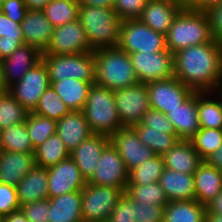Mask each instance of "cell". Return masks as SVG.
<instances>
[{"mask_svg":"<svg viewBox=\"0 0 222 222\" xmlns=\"http://www.w3.org/2000/svg\"><path fill=\"white\" fill-rule=\"evenodd\" d=\"M222 73V44L193 45L174 54V76L194 91H213Z\"/></svg>","mask_w":222,"mask_h":222,"instance_id":"cell-1","label":"cell"},{"mask_svg":"<svg viewBox=\"0 0 222 222\" xmlns=\"http://www.w3.org/2000/svg\"><path fill=\"white\" fill-rule=\"evenodd\" d=\"M95 59V83L112 91L135 86L139 83L129 54L116 47L93 51Z\"/></svg>","mask_w":222,"mask_h":222,"instance_id":"cell-2","label":"cell"},{"mask_svg":"<svg viewBox=\"0 0 222 222\" xmlns=\"http://www.w3.org/2000/svg\"><path fill=\"white\" fill-rule=\"evenodd\" d=\"M210 41L214 40L205 10L184 7L174 18L166 34L167 50L173 55L187 47Z\"/></svg>","mask_w":222,"mask_h":222,"instance_id":"cell-3","label":"cell"},{"mask_svg":"<svg viewBox=\"0 0 222 222\" xmlns=\"http://www.w3.org/2000/svg\"><path fill=\"white\" fill-rule=\"evenodd\" d=\"M78 14L93 50L118 45L121 20L114 8L79 5Z\"/></svg>","mask_w":222,"mask_h":222,"instance_id":"cell-4","label":"cell"},{"mask_svg":"<svg viewBox=\"0 0 222 222\" xmlns=\"http://www.w3.org/2000/svg\"><path fill=\"white\" fill-rule=\"evenodd\" d=\"M93 134L111 136L122 128L119 120L114 91L92 84L84 109L82 110Z\"/></svg>","mask_w":222,"mask_h":222,"instance_id":"cell-5","label":"cell"},{"mask_svg":"<svg viewBox=\"0 0 222 222\" xmlns=\"http://www.w3.org/2000/svg\"><path fill=\"white\" fill-rule=\"evenodd\" d=\"M42 61L47 67L50 83L74 78L95 83V59L92 52L79 54H43Z\"/></svg>","mask_w":222,"mask_h":222,"instance_id":"cell-6","label":"cell"},{"mask_svg":"<svg viewBox=\"0 0 222 222\" xmlns=\"http://www.w3.org/2000/svg\"><path fill=\"white\" fill-rule=\"evenodd\" d=\"M117 46L128 54L164 52L167 50L166 35L154 31L139 19L123 20Z\"/></svg>","mask_w":222,"mask_h":222,"instance_id":"cell-7","label":"cell"},{"mask_svg":"<svg viewBox=\"0 0 222 222\" xmlns=\"http://www.w3.org/2000/svg\"><path fill=\"white\" fill-rule=\"evenodd\" d=\"M124 193L120 188L87 183L81 190L83 222H107Z\"/></svg>","mask_w":222,"mask_h":222,"instance_id":"cell-8","label":"cell"},{"mask_svg":"<svg viewBox=\"0 0 222 222\" xmlns=\"http://www.w3.org/2000/svg\"><path fill=\"white\" fill-rule=\"evenodd\" d=\"M115 105L122 127H133L150 109L146 83L114 91Z\"/></svg>","mask_w":222,"mask_h":222,"instance_id":"cell-9","label":"cell"},{"mask_svg":"<svg viewBox=\"0 0 222 222\" xmlns=\"http://www.w3.org/2000/svg\"><path fill=\"white\" fill-rule=\"evenodd\" d=\"M50 85L47 67L41 61L7 90L28 112H32Z\"/></svg>","mask_w":222,"mask_h":222,"instance_id":"cell-10","label":"cell"},{"mask_svg":"<svg viewBox=\"0 0 222 222\" xmlns=\"http://www.w3.org/2000/svg\"><path fill=\"white\" fill-rule=\"evenodd\" d=\"M129 56L139 83L147 84L174 76V55L169 50L151 53L135 52Z\"/></svg>","mask_w":222,"mask_h":222,"instance_id":"cell-11","label":"cell"},{"mask_svg":"<svg viewBox=\"0 0 222 222\" xmlns=\"http://www.w3.org/2000/svg\"><path fill=\"white\" fill-rule=\"evenodd\" d=\"M94 51L88 41L81 21L66 23L53 28L48 47L43 54H79Z\"/></svg>","mask_w":222,"mask_h":222,"instance_id":"cell-12","label":"cell"},{"mask_svg":"<svg viewBox=\"0 0 222 222\" xmlns=\"http://www.w3.org/2000/svg\"><path fill=\"white\" fill-rule=\"evenodd\" d=\"M150 108L165 115L180 106L193 92L175 76L147 83Z\"/></svg>","mask_w":222,"mask_h":222,"instance_id":"cell-13","label":"cell"},{"mask_svg":"<svg viewBox=\"0 0 222 222\" xmlns=\"http://www.w3.org/2000/svg\"><path fill=\"white\" fill-rule=\"evenodd\" d=\"M128 181L129 171L117 149L109 143L102 151L96 170L87 183L120 188L125 192Z\"/></svg>","mask_w":222,"mask_h":222,"instance_id":"cell-14","label":"cell"},{"mask_svg":"<svg viewBox=\"0 0 222 222\" xmlns=\"http://www.w3.org/2000/svg\"><path fill=\"white\" fill-rule=\"evenodd\" d=\"M43 52L22 44L10 56L0 61V83L4 90L21 80L25 73L42 61Z\"/></svg>","mask_w":222,"mask_h":222,"instance_id":"cell-15","label":"cell"},{"mask_svg":"<svg viewBox=\"0 0 222 222\" xmlns=\"http://www.w3.org/2000/svg\"><path fill=\"white\" fill-rule=\"evenodd\" d=\"M109 138L128 171L156 155L153 150L141 142L136 131L131 127H122Z\"/></svg>","mask_w":222,"mask_h":222,"instance_id":"cell-16","label":"cell"},{"mask_svg":"<svg viewBox=\"0 0 222 222\" xmlns=\"http://www.w3.org/2000/svg\"><path fill=\"white\" fill-rule=\"evenodd\" d=\"M48 198L81 191L87 184L75 161L69 157L47 168Z\"/></svg>","mask_w":222,"mask_h":222,"instance_id":"cell-17","label":"cell"},{"mask_svg":"<svg viewBox=\"0 0 222 222\" xmlns=\"http://www.w3.org/2000/svg\"><path fill=\"white\" fill-rule=\"evenodd\" d=\"M184 7L182 0H148L138 19L154 31L166 35L174 18Z\"/></svg>","mask_w":222,"mask_h":222,"instance_id":"cell-18","label":"cell"},{"mask_svg":"<svg viewBox=\"0 0 222 222\" xmlns=\"http://www.w3.org/2000/svg\"><path fill=\"white\" fill-rule=\"evenodd\" d=\"M109 143V136L93 134L70 152V157L75 161L86 182L92 178L102 151Z\"/></svg>","mask_w":222,"mask_h":222,"instance_id":"cell-19","label":"cell"},{"mask_svg":"<svg viewBox=\"0 0 222 222\" xmlns=\"http://www.w3.org/2000/svg\"><path fill=\"white\" fill-rule=\"evenodd\" d=\"M167 118L172 122L179 139L190 140L200 129L197 111V91H194L180 106L170 110Z\"/></svg>","mask_w":222,"mask_h":222,"instance_id":"cell-20","label":"cell"},{"mask_svg":"<svg viewBox=\"0 0 222 222\" xmlns=\"http://www.w3.org/2000/svg\"><path fill=\"white\" fill-rule=\"evenodd\" d=\"M24 44L37 47L44 52L53 33V26L42 10H27L21 22Z\"/></svg>","mask_w":222,"mask_h":222,"instance_id":"cell-21","label":"cell"},{"mask_svg":"<svg viewBox=\"0 0 222 222\" xmlns=\"http://www.w3.org/2000/svg\"><path fill=\"white\" fill-rule=\"evenodd\" d=\"M56 133L69 152L93 135L83 111L76 110H71L57 121Z\"/></svg>","mask_w":222,"mask_h":222,"instance_id":"cell-22","label":"cell"},{"mask_svg":"<svg viewBox=\"0 0 222 222\" xmlns=\"http://www.w3.org/2000/svg\"><path fill=\"white\" fill-rule=\"evenodd\" d=\"M35 166L34 153L2 150L0 154V183L16 186Z\"/></svg>","mask_w":222,"mask_h":222,"instance_id":"cell-23","label":"cell"},{"mask_svg":"<svg viewBox=\"0 0 222 222\" xmlns=\"http://www.w3.org/2000/svg\"><path fill=\"white\" fill-rule=\"evenodd\" d=\"M165 168L186 174H193L197 171L202 159L194 150L190 140L179 141L162 155Z\"/></svg>","mask_w":222,"mask_h":222,"instance_id":"cell-24","label":"cell"},{"mask_svg":"<svg viewBox=\"0 0 222 222\" xmlns=\"http://www.w3.org/2000/svg\"><path fill=\"white\" fill-rule=\"evenodd\" d=\"M194 186L196 200L206 206L222 191V171L202 161L194 173Z\"/></svg>","mask_w":222,"mask_h":222,"instance_id":"cell-25","label":"cell"},{"mask_svg":"<svg viewBox=\"0 0 222 222\" xmlns=\"http://www.w3.org/2000/svg\"><path fill=\"white\" fill-rule=\"evenodd\" d=\"M159 183L168 201L196 200L193 174L165 168Z\"/></svg>","mask_w":222,"mask_h":222,"instance_id":"cell-26","label":"cell"},{"mask_svg":"<svg viewBox=\"0 0 222 222\" xmlns=\"http://www.w3.org/2000/svg\"><path fill=\"white\" fill-rule=\"evenodd\" d=\"M15 187L20 205L48 198L47 168L35 166Z\"/></svg>","mask_w":222,"mask_h":222,"instance_id":"cell-27","label":"cell"},{"mask_svg":"<svg viewBox=\"0 0 222 222\" xmlns=\"http://www.w3.org/2000/svg\"><path fill=\"white\" fill-rule=\"evenodd\" d=\"M81 201V191L49 198L48 222H83Z\"/></svg>","mask_w":222,"mask_h":222,"instance_id":"cell-28","label":"cell"},{"mask_svg":"<svg viewBox=\"0 0 222 222\" xmlns=\"http://www.w3.org/2000/svg\"><path fill=\"white\" fill-rule=\"evenodd\" d=\"M91 85L90 82L80 81L74 78L51 82V86L55 92L72 111H82L84 109Z\"/></svg>","mask_w":222,"mask_h":222,"instance_id":"cell-29","label":"cell"},{"mask_svg":"<svg viewBox=\"0 0 222 222\" xmlns=\"http://www.w3.org/2000/svg\"><path fill=\"white\" fill-rule=\"evenodd\" d=\"M207 208L197 200L169 201L165 205L164 222H206Z\"/></svg>","mask_w":222,"mask_h":222,"instance_id":"cell-30","label":"cell"},{"mask_svg":"<svg viewBox=\"0 0 222 222\" xmlns=\"http://www.w3.org/2000/svg\"><path fill=\"white\" fill-rule=\"evenodd\" d=\"M132 128L141 142L153 150L156 155L168 152L179 141L174 129H157L139 123Z\"/></svg>","mask_w":222,"mask_h":222,"instance_id":"cell-31","label":"cell"},{"mask_svg":"<svg viewBox=\"0 0 222 222\" xmlns=\"http://www.w3.org/2000/svg\"><path fill=\"white\" fill-rule=\"evenodd\" d=\"M197 111L201 128L222 129L221 99L212 91H197Z\"/></svg>","mask_w":222,"mask_h":222,"instance_id":"cell-32","label":"cell"},{"mask_svg":"<svg viewBox=\"0 0 222 222\" xmlns=\"http://www.w3.org/2000/svg\"><path fill=\"white\" fill-rule=\"evenodd\" d=\"M36 166L49 168L70 157L60 136L55 133L34 150Z\"/></svg>","mask_w":222,"mask_h":222,"instance_id":"cell-33","label":"cell"},{"mask_svg":"<svg viewBox=\"0 0 222 222\" xmlns=\"http://www.w3.org/2000/svg\"><path fill=\"white\" fill-rule=\"evenodd\" d=\"M2 150L9 152L34 153V147L26 129V122L10 125L0 130Z\"/></svg>","mask_w":222,"mask_h":222,"instance_id":"cell-34","label":"cell"},{"mask_svg":"<svg viewBox=\"0 0 222 222\" xmlns=\"http://www.w3.org/2000/svg\"><path fill=\"white\" fill-rule=\"evenodd\" d=\"M53 27L76 21L79 13L78 0H51L42 10Z\"/></svg>","mask_w":222,"mask_h":222,"instance_id":"cell-35","label":"cell"},{"mask_svg":"<svg viewBox=\"0 0 222 222\" xmlns=\"http://www.w3.org/2000/svg\"><path fill=\"white\" fill-rule=\"evenodd\" d=\"M164 169L162 155H155L129 171L128 185H146L159 182Z\"/></svg>","mask_w":222,"mask_h":222,"instance_id":"cell-36","label":"cell"},{"mask_svg":"<svg viewBox=\"0 0 222 222\" xmlns=\"http://www.w3.org/2000/svg\"><path fill=\"white\" fill-rule=\"evenodd\" d=\"M28 113L8 90L0 92V130L25 122Z\"/></svg>","mask_w":222,"mask_h":222,"instance_id":"cell-37","label":"cell"},{"mask_svg":"<svg viewBox=\"0 0 222 222\" xmlns=\"http://www.w3.org/2000/svg\"><path fill=\"white\" fill-rule=\"evenodd\" d=\"M125 193L139 204L165 206L169 202L159 182L127 185Z\"/></svg>","mask_w":222,"mask_h":222,"instance_id":"cell-38","label":"cell"},{"mask_svg":"<svg viewBox=\"0 0 222 222\" xmlns=\"http://www.w3.org/2000/svg\"><path fill=\"white\" fill-rule=\"evenodd\" d=\"M26 129L34 149L56 133L57 121L29 112L26 116Z\"/></svg>","mask_w":222,"mask_h":222,"instance_id":"cell-39","label":"cell"},{"mask_svg":"<svg viewBox=\"0 0 222 222\" xmlns=\"http://www.w3.org/2000/svg\"><path fill=\"white\" fill-rule=\"evenodd\" d=\"M71 110L65 105L54 88L50 85L42 94L33 113L58 121Z\"/></svg>","mask_w":222,"mask_h":222,"instance_id":"cell-40","label":"cell"},{"mask_svg":"<svg viewBox=\"0 0 222 222\" xmlns=\"http://www.w3.org/2000/svg\"><path fill=\"white\" fill-rule=\"evenodd\" d=\"M194 150L205 161L222 143V129L201 128L191 139Z\"/></svg>","mask_w":222,"mask_h":222,"instance_id":"cell-41","label":"cell"},{"mask_svg":"<svg viewBox=\"0 0 222 222\" xmlns=\"http://www.w3.org/2000/svg\"><path fill=\"white\" fill-rule=\"evenodd\" d=\"M148 0H116L114 11L121 21L138 19Z\"/></svg>","mask_w":222,"mask_h":222,"instance_id":"cell-42","label":"cell"},{"mask_svg":"<svg viewBox=\"0 0 222 222\" xmlns=\"http://www.w3.org/2000/svg\"><path fill=\"white\" fill-rule=\"evenodd\" d=\"M107 222H135L134 201L126 193L118 200Z\"/></svg>","mask_w":222,"mask_h":222,"instance_id":"cell-43","label":"cell"},{"mask_svg":"<svg viewBox=\"0 0 222 222\" xmlns=\"http://www.w3.org/2000/svg\"><path fill=\"white\" fill-rule=\"evenodd\" d=\"M28 222H48L50 203L49 198L21 205Z\"/></svg>","mask_w":222,"mask_h":222,"instance_id":"cell-44","label":"cell"},{"mask_svg":"<svg viewBox=\"0 0 222 222\" xmlns=\"http://www.w3.org/2000/svg\"><path fill=\"white\" fill-rule=\"evenodd\" d=\"M20 208L16 187L0 183V216L4 217Z\"/></svg>","mask_w":222,"mask_h":222,"instance_id":"cell-45","label":"cell"},{"mask_svg":"<svg viewBox=\"0 0 222 222\" xmlns=\"http://www.w3.org/2000/svg\"><path fill=\"white\" fill-rule=\"evenodd\" d=\"M135 222H164L165 206L139 204L134 201Z\"/></svg>","mask_w":222,"mask_h":222,"instance_id":"cell-46","label":"cell"},{"mask_svg":"<svg viewBox=\"0 0 222 222\" xmlns=\"http://www.w3.org/2000/svg\"><path fill=\"white\" fill-rule=\"evenodd\" d=\"M213 40L222 44V0L207 8Z\"/></svg>","mask_w":222,"mask_h":222,"instance_id":"cell-47","label":"cell"},{"mask_svg":"<svg viewBox=\"0 0 222 222\" xmlns=\"http://www.w3.org/2000/svg\"><path fill=\"white\" fill-rule=\"evenodd\" d=\"M139 124L157 129H174L167 115L152 108L142 116Z\"/></svg>","mask_w":222,"mask_h":222,"instance_id":"cell-48","label":"cell"},{"mask_svg":"<svg viewBox=\"0 0 222 222\" xmlns=\"http://www.w3.org/2000/svg\"><path fill=\"white\" fill-rule=\"evenodd\" d=\"M9 40H24L21 23L14 22L0 12V37Z\"/></svg>","mask_w":222,"mask_h":222,"instance_id":"cell-49","label":"cell"},{"mask_svg":"<svg viewBox=\"0 0 222 222\" xmlns=\"http://www.w3.org/2000/svg\"><path fill=\"white\" fill-rule=\"evenodd\" d=\"M27 10L24 0H4L1 12L14 22L21 23Z\"/></svg>","mask_w":222,"mask_h":222,"instance_id":"cell-50","label":"cell"},{"mask_svg":"<svg viewBox=\"0 0 222 222\" xmlns=\"http://www.w3.org/2000/svg\"><path fill=\"white\" fill-rule=\"evenodd\" d=\"M24 40H9L0 37V61L8 56H10L16 49H18Z\"/></svg>","mask_w":222,"mask_h":222,"instance_id":"cell-51","label":"cell"},{"mask_svg":"<svg viewBox=\"0 0 222 222\" xmlns=\"http://www.w3.org/2000/svg\"><path fill=\"white\" fill-rule=\"evenodd\" d=\"M184 6L190 9L206 10L213 4L218 3L221 0H182Z\"/></svg>","mask_w":222,"mask_h":222,"instance_id":"cell-52","label":"cell"},{"mask_svg":"<svg viewBox=\"0 0 222 222\" xmlns=\"http://www.w3.org/2000/svg\"><path fill=\"white\" fill-rule=\"evenodd\" d=\"M79 5L114 8L116 0H78Z\"/></svg>","mask_w":222,"mask_h":222,"instance_id":"cell-53","label":"cell"},{"mask_svg":"<svg viewBox=\"0 0 222 222\" xmlns=\"http://www.w3.org/2000/svg\"><path fill=\"white\" fill-rule=\"evenodd\" d=\"M221 146L211 154L205 161L210 165L222 171V143Z\"/></svg>","mask_w":222,"mask_h":222,"instance_id":"cell-54","label":"cell"},{"mask_svg":"<svg viewBox=\"0 0 222 222\" xmlns=\"http://www.w3.org/2000/svg\"><path fill=\"white\" fill-rule=\"evenodd\" d=\"M207 213L222 214V191L207 205Z\"/></svg>","mask_w":222,"mask_h":222,"instance_id":"cell-55","label":"cell"},{"mask_svg":"<svg viewBox=\"0 0 222 222\" xmlns=\"http://www.w3.org/2000/svg\"><path fill=\"white\" fill-rule=\"evenodd\" d=\"M3 222H28L21 209L15 210L3 217Z\"/></svg>","mask_w":222,"mask_h":222,"instance_id":"cell-56","label":"cell"},{"mask_svg":"<svg viewBox=\"0 0 222 222\" xmlns=\"http://www.w3.org/2000/svg\"><path fill=\"white\" fill-rule=\"evenodd\" d=\"M27 9L29 10H43L48 2L51 0H24Z\"/></svg>","mask_w":222,"mask_h":222,"instance_id":"cell-57","label":"cell"},{"mask_svg":"<svg viewBox=\"0 0 222 222\" xmlns=\"http://www.w3.org/2000/svg\"><path fill=\"white\" fill-rule=\"evenodd\" d=\"M219 99H222V73L217 81L215 89L212 91Z\"/></svg>","mask_w":222,"mask_h":222,"instance_id":"cell-58","label":"cell"},{"mask_svg":"<svg viewBox=\"0 0 222 222\" xmlns=\"http://www.w3.org/2000/svg\"><path fill=\"white\" fill-rule=\"evenodd\" d=\"M206 222H222V214L207 213Z\"/></svg>","mask_w":222,"mask_h":222,"instance_id":"cell-59","label":"cell"},{"mask_svg":"<svg viewBox=\"0 0 222 222\" xmlns=\"http://www.w3.org/2000/svg\"><path fill=\"white\" fill-rule=\"evenodd\" d=\"M3 1H4V0H0V12H1V10H2Z\"/></svg>","mask_w":222,"mask_h":222,"instance_id":"cell-60","label":"cell"},{"mask_svg":"<svg viewBox=\"0 0 222 222\" xmlns=\"http://www.w3.org/2000/svg\"><path fill=\"white\" fill-rule=\"evenodd\" d=\"M0 90H4L3 87H2V85H1V83H0Z\"/></svg>","mask_w":222,"mask_h":222,"instance_id":"cell-61","label":"cell"},{"mask_svg":"<svg viewBox=\"0 0 222 222\" xmlns=\"http://www.w3.org/2000/svg\"><path fill=\"white\" fill-rule=\"evenodd\" d=\"M0 222H3V217L0 216Z\"/></svg>","mask_w":222,"mask_h":222,"instance_id":"cell-62","label":"cell"}]
</instances>
